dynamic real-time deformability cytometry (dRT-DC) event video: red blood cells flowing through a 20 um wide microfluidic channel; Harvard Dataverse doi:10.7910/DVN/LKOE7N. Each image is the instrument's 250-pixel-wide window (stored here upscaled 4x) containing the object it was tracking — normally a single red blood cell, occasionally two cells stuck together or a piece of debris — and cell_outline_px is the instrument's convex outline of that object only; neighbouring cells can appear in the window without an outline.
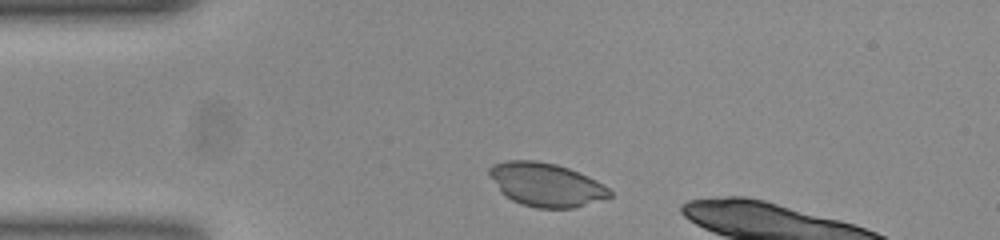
{"species": "common noctule bat (a hibernating species)", "species_latin": "Nyctalus noctula", "temperature_condition": "room temperature", "stored_images_in_passage": 32, "camera_frame_rate_fps": 3000, "um_per_image_px": 0.085, "animal": {"sex": "female", "body_mass_g": 23.0, "forearm_length_mm": 53.4}, "frame": {"image": 1, "passage_image": 1, "time_ms": 0.0, "image_size_px": [1000, 240], "cell_outline_px": [[612, 196], [572, 208], [536, 208], [520, 204], [512, 200], [500, 192], [488, 172], [488, 168], [492, 164], [508, 160], [536, 160], [556, 164], [568, 168], [588, 176], [596, 180], [608, 188], [612, 192]], "centroid_in_image_um": [46.38, 15.69], "position_along_channel_um": 38.6, "area_um2": 30.46}}
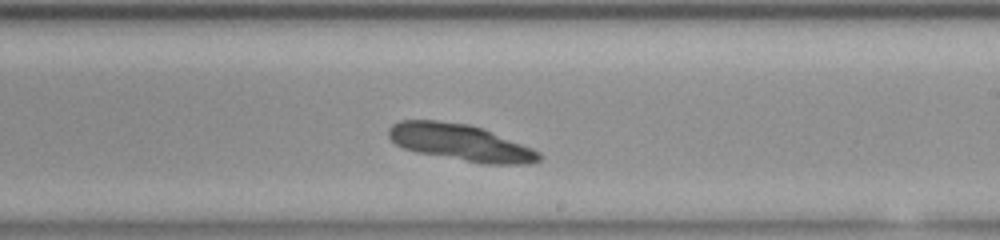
{"frame": {"image": 2, "passage_image": 20, "time_ms": 6.333, "image_size_px": [1000, 240], "cell_outline_px": [[544, 156], [540, 160], [528, 164], [484, 164], [416, 152], [404, 148], [396, 144], [388, 136], [388, 128], [392, 124], [400, 120], [436, 120], [468, 124], [484, 128], [532, 148], [540, 152]], "centroid_in_image_um": [39.15, 12.11], "position_along_channel_um": 249.8, "area_um2": 32.25}}
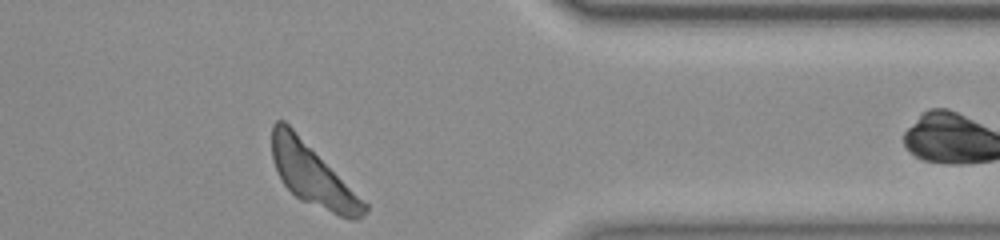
{"frame": {"image": 3, "passage_image": 32, "time_ms": 10.333, "image_size_px": [1000, 240], "cell_outline_px": [[368, 208], [356, 220], [348, 220], [300, 200], [284, 184], [272, 160], [272, 124], [276, 120], [284, 120], [368, 204]], "centroid_in_image_um": [26.55, 14.89], "position_along_channel_um": 384.8, "area_um2": 32.43}}